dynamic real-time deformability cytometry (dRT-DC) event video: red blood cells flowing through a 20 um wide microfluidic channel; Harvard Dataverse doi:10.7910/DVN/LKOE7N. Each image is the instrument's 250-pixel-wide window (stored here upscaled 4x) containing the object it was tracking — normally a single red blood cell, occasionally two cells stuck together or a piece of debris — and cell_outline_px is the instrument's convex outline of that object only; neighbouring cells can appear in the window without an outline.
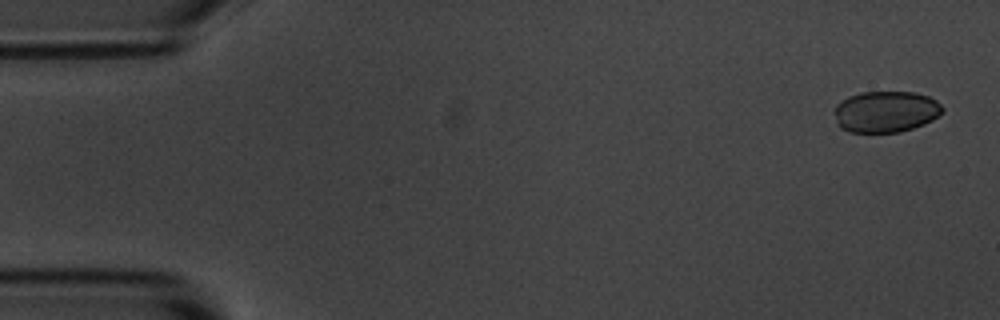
{"species": "common noctule bat (a hibernating species)", "species_latin": "Nyctalus noctula", "temperature_condition": "room temperature", "stored_images_in_passage": 5, "segment_of_instrument_passage": [2, 2], "camera_frame_rate_fps": 3000, "um_per_image_px": 0.085, "animal": {"sex": "male", "body_mass_g": 20.1, "forearm_length_mm": 53.5}, "frame": {"image": 1, "passage_image": 5, "time_ms": 5.333, "image_size_px": [1000, 320], "cell_outline_px": [[944, 112], [932, 120], [924, 124], [900, 132], [848, 132], [840, 128], [836, 124], [832, 112], [836, 104], [848, 96], [860, 92], [916, 92], [928, 96], [936, 100], [944, 108]], "centroid_in_image_um": [75.25, 9.49], "position_along_channel_um": 9.7, "area_um2": 26.47}}